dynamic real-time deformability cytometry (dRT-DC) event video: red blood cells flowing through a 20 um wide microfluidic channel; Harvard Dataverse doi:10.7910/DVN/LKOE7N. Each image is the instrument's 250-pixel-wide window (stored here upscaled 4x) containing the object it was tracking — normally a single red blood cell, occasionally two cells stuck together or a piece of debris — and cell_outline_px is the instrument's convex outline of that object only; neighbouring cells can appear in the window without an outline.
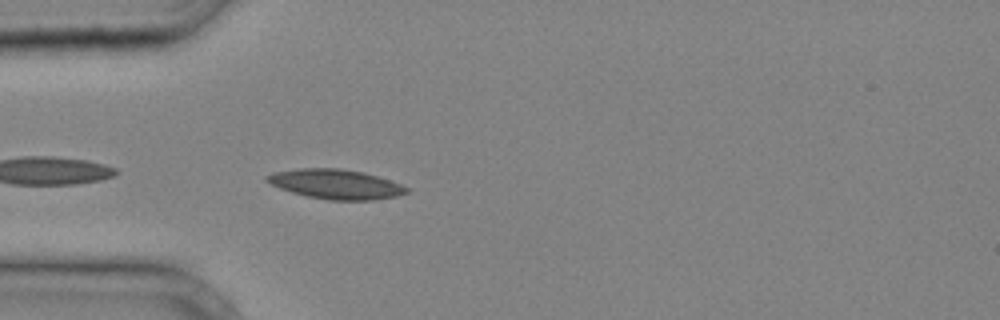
{"species": "common noctule bat (a hibernating species)", "species_latin": "Nyctalus noctula", "temperature_condition": "cold", "stored_images_in_passage": 11, "camera_frame_rate_fps": 3000, "um_per_image_px": 0.085, "animal": {"sex": "male", "body_mass_g": 20.4}, "frame": {"image": 1, "passage_image": 9, "time_ms": 2.667, "image_size_px": [1000, 320], "cell_outline_px": [[408, 192], [396, 196], [372, 200], [328, 200], [308, 196], [292, 192], [280, 188], [264, 180], [264, 176], [272, 172], [300, 168], [340, 168], [364, 172], [400, 184], [408, 188]], "centroid_in_image_um": [28.49, 15.64], "position_along_channel_um": 56.5, "area_um2": 23.99}}